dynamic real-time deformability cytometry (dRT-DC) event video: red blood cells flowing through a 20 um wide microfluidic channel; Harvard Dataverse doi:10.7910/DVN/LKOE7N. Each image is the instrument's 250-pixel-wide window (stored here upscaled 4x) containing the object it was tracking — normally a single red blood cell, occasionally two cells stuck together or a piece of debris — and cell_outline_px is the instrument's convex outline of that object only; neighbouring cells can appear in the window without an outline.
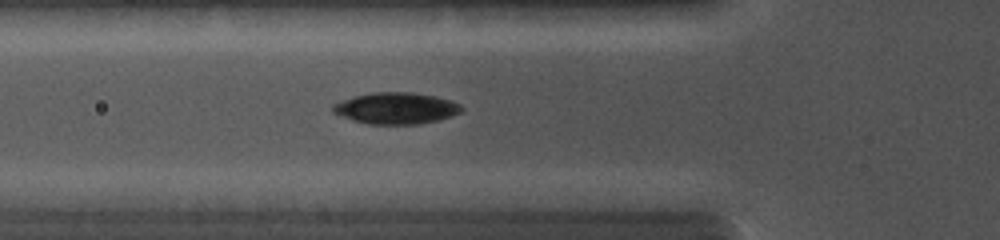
{"species": "common noctule bat (a hibernating species)", "species_latin": "Nyctalus noctula", "temperature_condition": "cold", "stored_images_in_passage": 18, "camera_frame_rate_fps": 5000, "um_per_image_px": 0.085, "animal": {"sex": "female", "body_mass_g": 19.0, "forearm_length_mm": 56.7}, "frame": {"image": 1, "passage_image": 13, "time_ms": 4.6, "image_size_px": [1000, 240], "cell_outline_px": [[464, 108], [460, 112], [452, 116], [440, 120], [420, 124], [368, 124], [352, 120], [332, 112], [332, 104], [356, 96], [372, 92], [412, 92], [436, 96], [452, 100], [460, 104]], "centroid_in_image_um": [33.7, 9.2], "position_along_channel_um": 92.1, "area_um2": 23.7}}
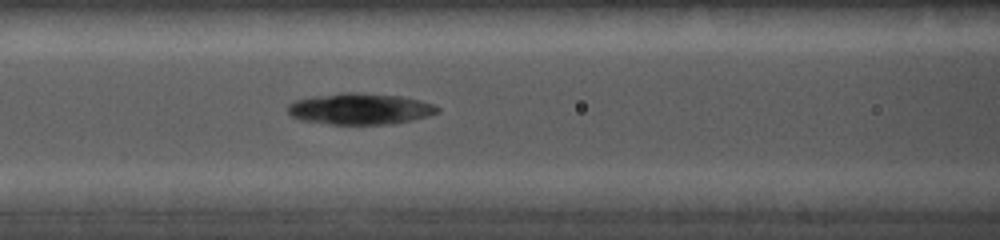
{"frame": {"image": 2, "passage_image": 16, "time_ms": 5.6, "image_size_px": [1000, 240], "cell_outline_px": [[440, 112], [428, 116], [412, 120], [392, 124], [328, 124], [300, 120], [288, 116], [288, 104], [296, 100], [312, 96], [344, 92], [356, 92], [400, 96], [420, 100], [432, 104], [440, 108]], "centroid_in_image_um": [30.58, 9.25], "position_along_channel_um": 136.0, "area_um2": 27.46}}